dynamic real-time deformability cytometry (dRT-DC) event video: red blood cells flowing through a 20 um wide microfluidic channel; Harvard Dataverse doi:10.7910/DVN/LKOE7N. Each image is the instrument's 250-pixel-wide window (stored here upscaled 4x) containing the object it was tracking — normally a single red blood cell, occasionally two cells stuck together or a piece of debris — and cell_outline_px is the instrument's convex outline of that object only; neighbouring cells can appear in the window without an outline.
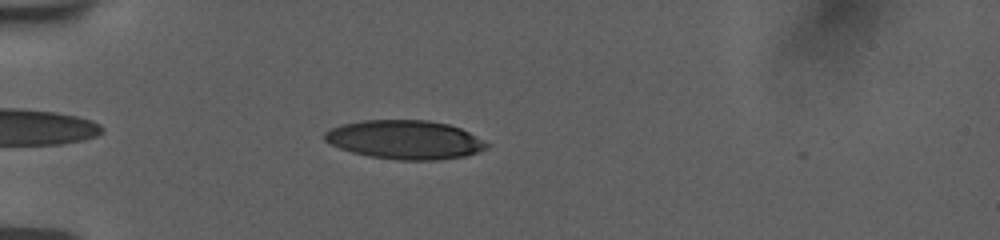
{"species": "human", "species_latin": "Homo sapiens", "temperature_condition": "room temperature", "stored_images_in_passage": 40, "camera_frame_rate_fps": 3000, "um_per_image_px": 0.085, "donor": {"sex": "female"}, "frame": {"image": 1, "passage_image": 5, "time_ms": 1.333, "image_size_px": [1000, 240], "cell_outline_px": [[488, 148], [464, 156], [436, 160], [396, 160], [372, 156], [352, 152], [340, 148], [324, 140], [324, 132], [340, 124], [360, 120], [428, 120], [448, 124], [460, 128], [468, 132], [488, 144]], "centroid_in_image_um": [34.39, 11.87], "position_along_channel_um": 50.6, "area_um2": 36.47}}
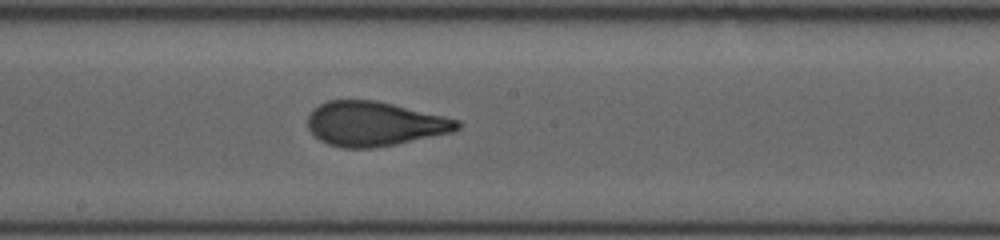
{"frame": {"image": 2, "passage_image": 20, "time_ms": 6.333, "image_size_px": [1000, 240], "cell_outline_px": [[460, 128], [452, 132], [396, 144], [372, 148], [340, 148], [328, 144], [320, 140], [308, 128], [308, 116], [320, 104], [328, 100], [376, 100], [444, 116], [460, 120]], "centroid_in_image_um": [31.84, 10.53], "position_along_channel_um": 216.4, "area_um2": 38.55}}
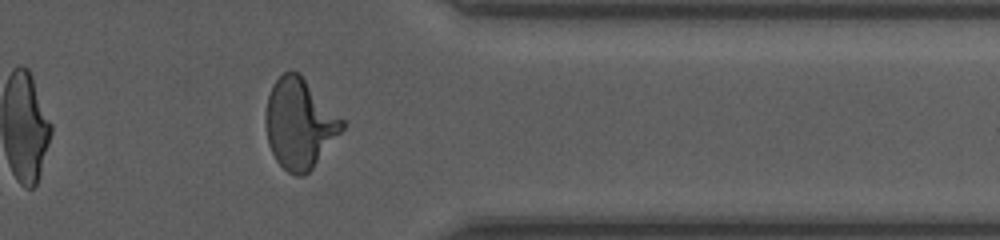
{"frame": {"image": 3, "passage_image": 34, "time_ms": 11.0, "image_size_px": [1000, 240], "cell_outline_px": [[344, 128], [312, 168], [304, 176], [296, 176], [288, 172], [276, 160], [268, 144], [264, 120], [264, 116], [268, 96], [272, 84], [284, 72], [300, 72], [344, 120]], "centroid_in_image_um": [25.44, 10.49], "position_along_channel_um": 386.0, "area_um2": 40.11}, "authors_computed_cell_mechanics": {"area_um2": 38.3503, "velocity_mm_per_s": 3.7854, "shape_relaxation_time_tau1_ms": 4.1411, "shape_relaxation_time_tau2_ms": 0.8597, "deformation_change_tau1": 0.1994, "deformation_change_tau2": 0.0751}}